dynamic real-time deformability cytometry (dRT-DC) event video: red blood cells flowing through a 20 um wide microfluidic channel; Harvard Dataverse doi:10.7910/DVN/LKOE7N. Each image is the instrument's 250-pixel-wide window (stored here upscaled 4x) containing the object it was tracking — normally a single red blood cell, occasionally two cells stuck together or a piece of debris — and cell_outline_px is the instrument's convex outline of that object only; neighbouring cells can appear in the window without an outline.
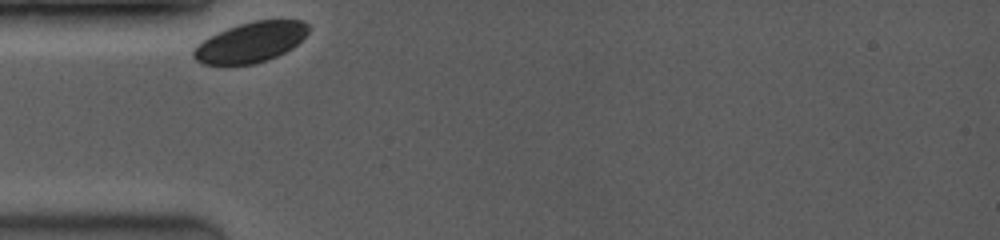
{"species": "common noctule bat (a hibernating species)", "species_latin": "Nyctalus noctula", "temperature_condition": "room temperature", "stored_images_in_passage": 31, "camera_frame_rate_fps": 3500, "um_per_image_px": 0.085, "animal": {"sex": "female", "body_mass_g": 19.0, "forearm_length_mm": 53.3}, "frame": {"image": 1, "passage_image": 1, "time_ms": 0.0, "image_size_px": [1000, 240], "cell_outline_px": [[308, 32], [292, 48], [276, 56], [252, 64], [204, 64], [196, 60], [192, 56], [192, 52], [208, 36], [216, 32], [240, 24], [256, 20], [300, 20], [308, 24]], "centroid_in_image_um": [21.29, 3.58], "position_along_channel_um": 63.7, "area_um2": 26.41}}
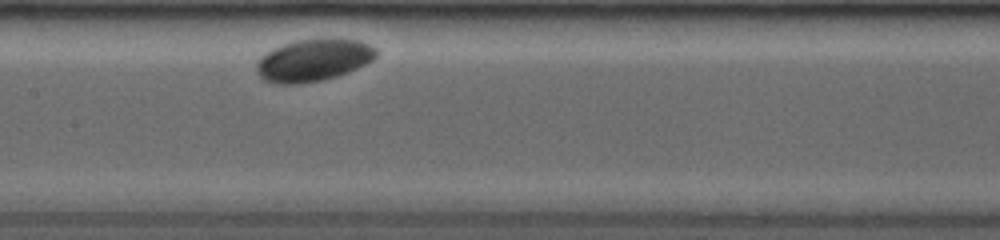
{"frame": {"image": 2, "passage_image": 14, "time_ms": 3.429, "image_size_px": [1000, 240], "cell_outline_px": [[380, 52], [372, 60], [348, 72], [324, 80], [296, 84], [276, 84], [264, 80], [260, 76], [256, 68], [256, 60], [264, 52], [272, 48], [296, 40], [312, 36], [332, 36], [360, 40], [376, 48]], "centroid_in_image_um": [26.64, 5.06], "position_along_channel_um": 180.8, "area_um2": 30.46}}
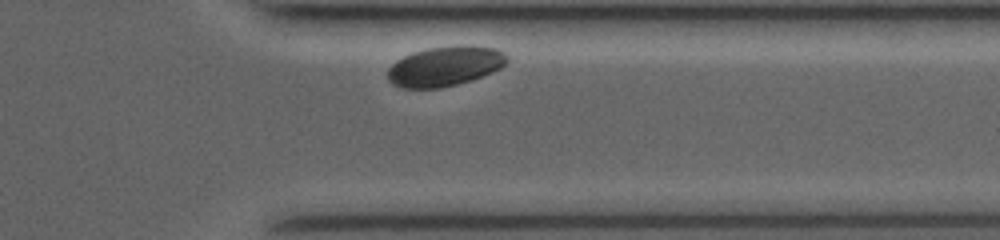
{"frame": {"image": 3, "passage_image": 29, "time_ms": 8.857, "image_size_px": [1000, 240], "cell_outline_px": [[508, 60], [500, 68], [492, 72], [472, 80], [440, 88], [400, 88], [392, 84], [388, 80], [388, 68], [396, 60], [412, 52], [428, 48], [496, 48], [504, 52], [508, 56]], "centroid_in_image_um": [37.76, 5.68], "position_along_channel_um": 373.6, "area_um2": 26.93}}